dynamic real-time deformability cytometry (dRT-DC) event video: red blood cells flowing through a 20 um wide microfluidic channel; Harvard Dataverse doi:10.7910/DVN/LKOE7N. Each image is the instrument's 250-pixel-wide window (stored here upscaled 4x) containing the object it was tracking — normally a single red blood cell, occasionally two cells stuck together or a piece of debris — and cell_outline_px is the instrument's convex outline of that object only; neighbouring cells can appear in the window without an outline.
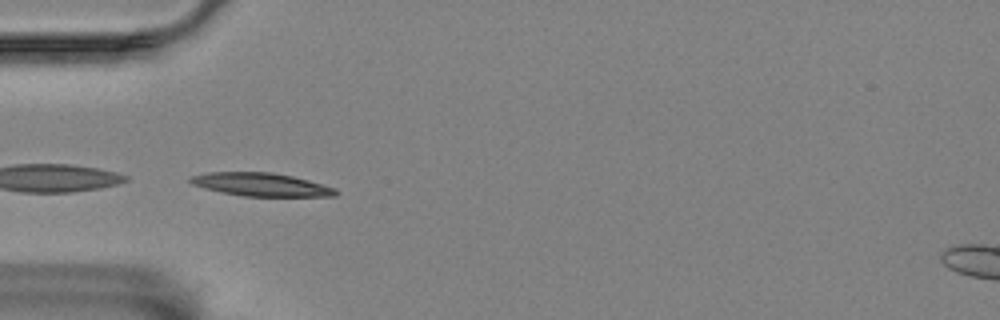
{"species": "Egyptian fruit bat (a non-hibernating species)", "species_latin": "Rousettus aegyptiacus", "temperature_condition": "room temperature", "stored_images_in_passage": 39, "camera_frame_rate_fps": 3000, "um_per_image_px": 0.085, "animal": {"sex": "female"}, "frame": {"image": 1, "passage_image": 3, "time_ms": 0.667, "image_size_px": [1000, 320], "cell_outline_px": [[340, 192], [336, 196], [244, 196], [220, 192], [204, 188], [192, 184], [188, 180], [188, 176], [208, 172], [272, 172], [292, 176], [308, 180], [336, 188]], "centroid_in_image_um": [22.17, 15.68], "position_along_channel_um": 62.8, "area_um2": 19.77}}
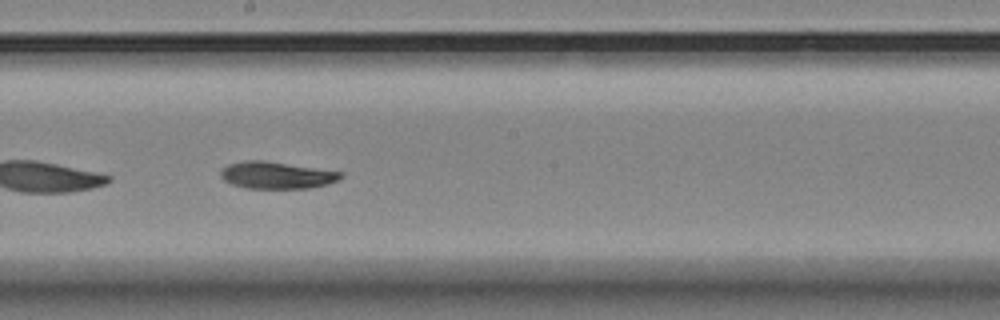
{"frame": {"image": 2, "passage_image": 17, "time_ms": 5.333, "image_size_px": [1000, 320], "cell_outline_px": [[344, 176], [328, 184], [308, 188], [244, 188], [232, 184], [224, 180], [220, 176], [220, 172], [228, 164], [244, 160], [264, 160], [344, 172]], "centroid_in_image_um": [23.51, 14.88], "position_along_channel_um": 224.7, "area_um2": 18.9}}
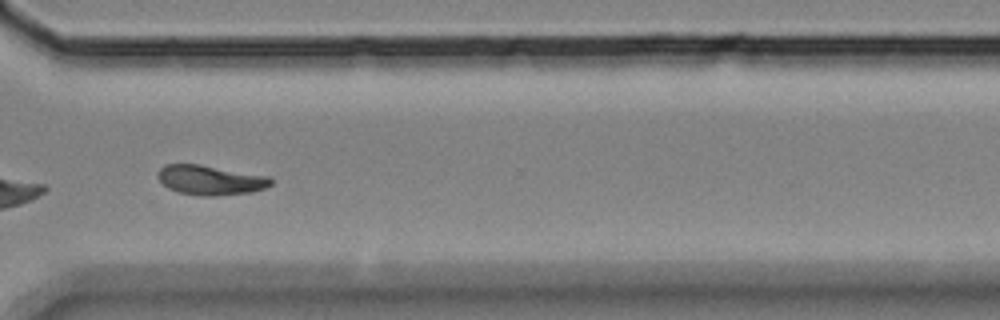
{"frame": {"image": 3, "passage_image": 28, "time_ms": 9.0, "image_size_px": [1000, 320], "cell_outline_px": [[272, 184], [264, 188], [252, 192], [216, 196], [200, 196], [180, 192], [168, 188], [156, 176], [156, 172], [164, 164], [200, 164], [268, 176], [272, 180]], "centroid_in_image_um": [17.86, 15.3], "position_along_channel_um": 352.7, "area_um2": 19.59}, "authors_computed_cell_mechanics": {"area_um2": 19.0162, "velocity_mm_per_s": 3.504, "shape_relaxation_time_tau1_ms": 3.3338, "shape_relaxation_time_tau2_ms": 5.4206, "deformation_change_tau1": 0.1386, "deformation_change_tau2": 0.0845}}